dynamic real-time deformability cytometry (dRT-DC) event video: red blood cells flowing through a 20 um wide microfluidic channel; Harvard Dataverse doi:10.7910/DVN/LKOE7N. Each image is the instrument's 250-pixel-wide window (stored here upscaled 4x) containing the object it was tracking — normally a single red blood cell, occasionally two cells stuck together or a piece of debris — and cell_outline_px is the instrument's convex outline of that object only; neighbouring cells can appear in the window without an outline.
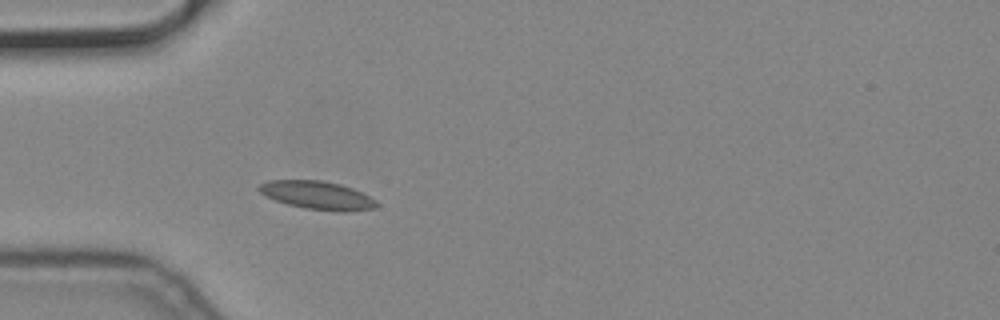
{"species": "common noctule bat (a hibernating species)", "species_latin": "Nyctalus noctula", "temperature_condition": "cold", "stored_images_in_passage": 41, "camera_frame_rate_fps": 3000, "um_per_image_px": 0.085, "animal": {"sex": "male", "body_mass_g": 19.2, "forearm_length_mm": 51.8}, "frame": {"image": 1, "passage_image": 1, "time_ms": 0.0, "image_size_px": [1000, 320], "cell_outline_px": [[380, 204], [376, 208], [348, 212], [336, 212], [304, 208], [288, 204], [264, 196], [256, 188], [260, 184], [268, 180], [320, 180], [340, 184], [352, 188], [376, 200]], "centroid_in_image_um": [26.98, 16.61], "position_along_channel_um": 58.0, "area_um2": 19.54}}
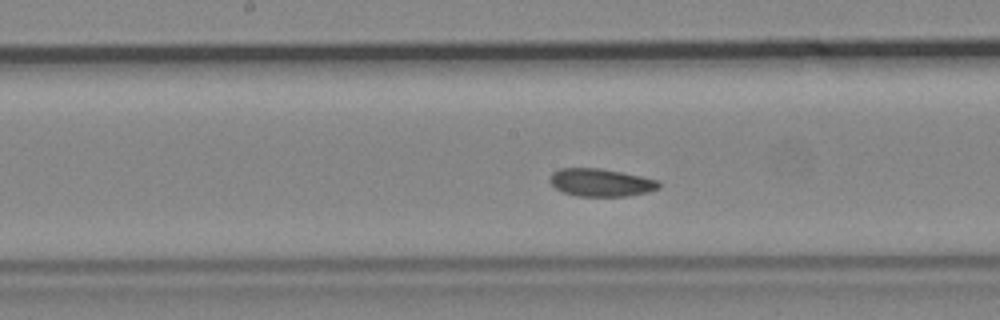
{"frame": {"image": 2, "passage_image": 13, "time_ms": 4.0, "image_size_px": [1000, 320], "cell_outline_px": [[660, 188], [648, 192], [628, 196], [576, 196], [564, 192], [556, 188], [548, 180], [552, 172], [560, 168], [600, 168], [660, 180]], "centroid_in_image_um": [51.08, 15.51], "position_along_channel_um": 197.1, "area_um2": 17.69}}
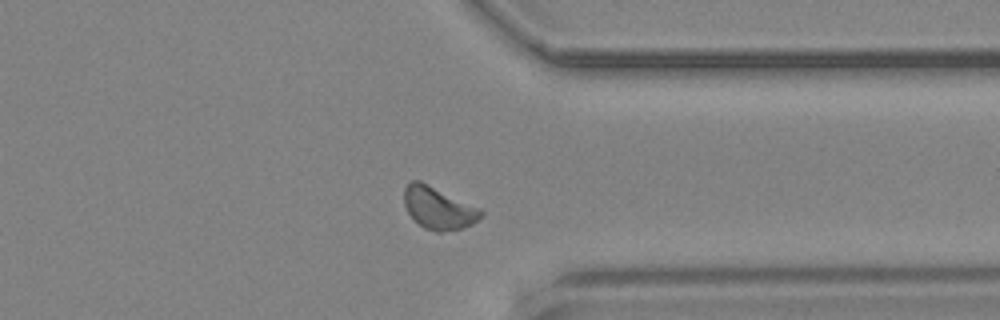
{"frame": {"image": 3, "passage_image": 28, "time_ms": 9.0, "image_size_px": [1000, 320], "cell_outline_px": [[484, 216], [472, 224], [460, 228], [440, 232], [436, 232], [424, 228], [408, 212], [404, 204], [404, 188], [412, 180], [420, 180], [480, 208], [484, 212]], "centroid_in_image_um": [37.28, 17.67], "position_along_channel_um": 374.1, "area_um2": 18.79}}